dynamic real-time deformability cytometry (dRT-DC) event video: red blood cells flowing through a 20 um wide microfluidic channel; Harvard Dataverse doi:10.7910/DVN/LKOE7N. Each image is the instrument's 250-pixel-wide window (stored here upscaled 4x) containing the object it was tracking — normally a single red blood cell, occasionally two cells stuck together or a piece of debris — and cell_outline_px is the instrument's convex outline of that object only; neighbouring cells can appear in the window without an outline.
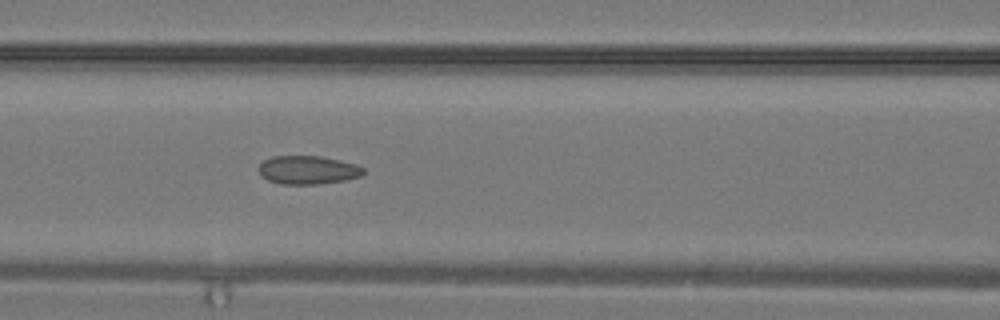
{"species": "common noctule bat (a hibernating species)", "species_latin": "Nyctalus noctula", "temperature_condition": "warm", "stored_images_in_passage": 14, "camera_frame_rate_fps": 3000, "um_per_image_px": 0.085, "animal": {"sex": "male", "body_mass_g": 19.2, "forearm_length_mm": 51.8}, "frame": {"image": 1, "passage_image": 14, "time_ms": 4.333, "image_size_px": [1000, 320], "cell_outline_px": [[364, 172], [360, 176], [344, 180], [316, 184], [280, 184], [268, 180], [260, 176], [256, 168], [264, 160], [272, 156], [320, 156], [340, 160], [356, 164], [364, 168]], "centroid_in_image_um": [26.11, 14.44], "position_along_channel_um": 140.5, "area_um2": 17.46}}